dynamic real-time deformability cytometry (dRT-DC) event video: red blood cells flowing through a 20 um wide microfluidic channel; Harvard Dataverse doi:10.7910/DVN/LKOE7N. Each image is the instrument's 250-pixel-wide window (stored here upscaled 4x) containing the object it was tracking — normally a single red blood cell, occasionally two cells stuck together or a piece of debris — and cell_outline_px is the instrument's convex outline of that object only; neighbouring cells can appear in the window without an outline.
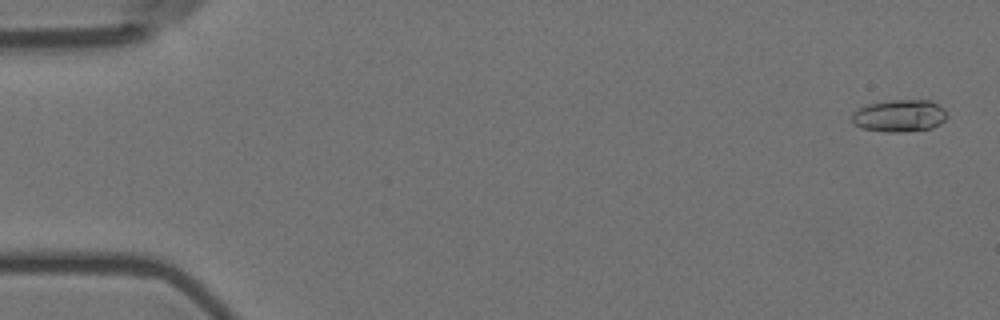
{"species": "Egyptian fruit bat (a non-hibernating species)", "species_latin": "Rousettus aegyptiacus", "temperature_condition": "room temperature", "stored_images_in_passage": 57, "camera_frame_rate_fps": 3000, "um_per_image_px": 0.085, "animal": {"sex": "female"}, "frame": {"image": 1, "passage_image": 2, "time_ms": 0.333, "image_size_px": [1000, 320], "cell_outline_px": [[948, 116], [940, 124], [932, 128], [900, 132], [888, 132], [864, 128], [852, 124], [852, 116], [860, 108], [868, 104], [888, 100], [932, 100], [940, 104], [948, 112]], "centroid_in_image_um": [76.52, 9.83], "position_along_channel_um": 8.5, "area_um2": 17.92}}
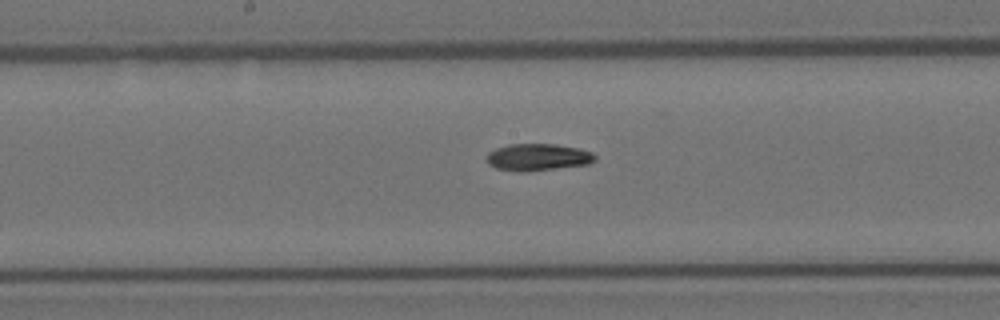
{"frame": {"image": 2, "passage_image": 30, "time_ms": 9.667, "image_size_px": [1000, 320], "cell_outline_px": [[596, 160], [588, 164], [524, 172], [516, 172], [496, 168], [488, 164], [484, 156], [488, 152], [496, 148], [508, 144], [556, 144], [580, 148], [592, 152], [596, 156]], "centroid_in_image_um": [45.68, 13.36], "position_along_channel_um": 202.5, "area_um2": 17.28}}
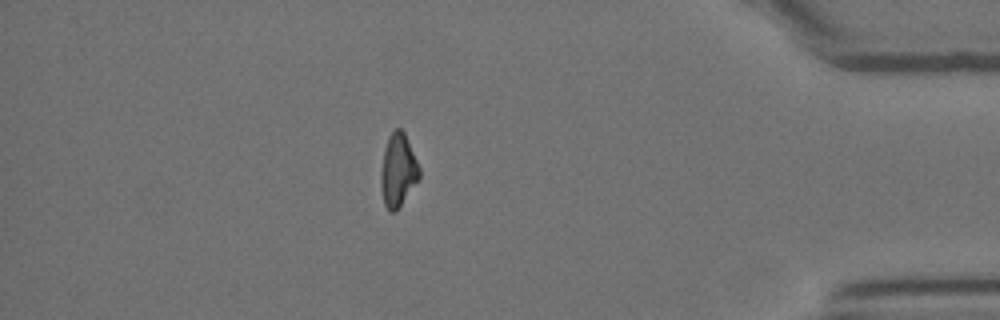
{"frame": {"image": 3, "passage_image": 50, "time_ms": 16.333, "image_size_px": [1000, 320], "cell_outline_px": [[420, 176], [396, 212], [388, 212], [384, 204], [380, 184], [380, 172], [384, 148], [388, 136], [396, 128], [400, 128], [404, 132], [420, 168]], "centroid_in_image_um": [33.8, 14.48], "position_along_channel_um": 401.4, "area_um2": 16.36}}